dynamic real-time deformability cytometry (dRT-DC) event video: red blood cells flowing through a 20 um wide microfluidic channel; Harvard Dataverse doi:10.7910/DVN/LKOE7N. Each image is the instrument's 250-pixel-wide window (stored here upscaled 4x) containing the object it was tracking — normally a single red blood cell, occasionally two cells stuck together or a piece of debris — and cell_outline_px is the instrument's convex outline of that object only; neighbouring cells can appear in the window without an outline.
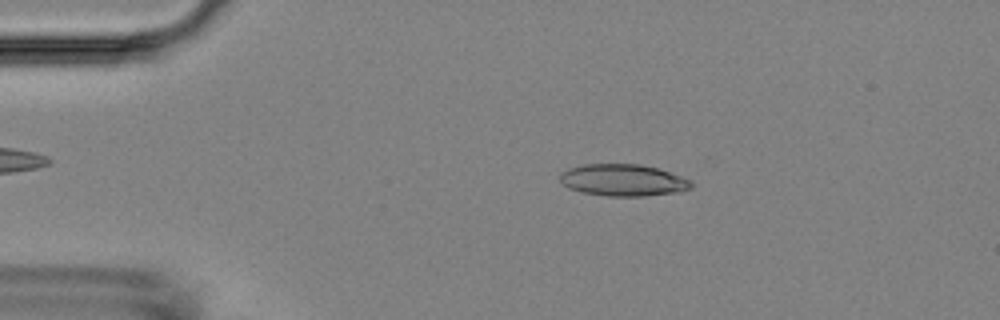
{"species": "Egyptian fruit bat (a non-hibernating species)", "species_latin": "Rousettus aegyptiacus", "temperature_condition": "room temperature", "stored_images_in_passage": 54, "camera_frame_rate_fps": 3000, "um_per_image_px": 0.085, "animal": {"sex": "female"}, "frame": {"image": 1, "passage_image": 10, "time_ms": 3.0, "image_size_px": [1000, 320], "cell_outline_px": [[692, 188], [680, 192], [644, 196], [608, 196], [584, 192], [568, 188], [560, 180], [560, 172], [568, 168], [584, 164], [640, 164], [656, 168], [692, 180]], "centroid_in_image_um": [52.97, 15.31], "position_along_channel_um": 32.0, "area_um2": 24.33}}
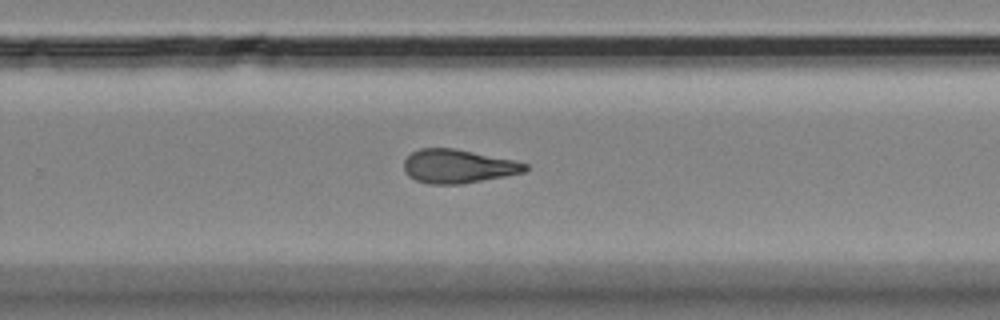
{"frame": {"image": 2, "passage_image": 35, "time_ms": 11.333, "image_size_px": [1000, 320], "cell_outline_px": [[528, 168], [524, 172], [464, 184], [428, 184], [416, 180], [408, 176], [404, 168], [404, 160], [412, 152], [420, 148], [456, 148], [512, 160], [528, 164]], "centroid_in_image_um": [38.91, 14.13], "position_along_channel_um": 290.9, "area_um2": 23.76}}
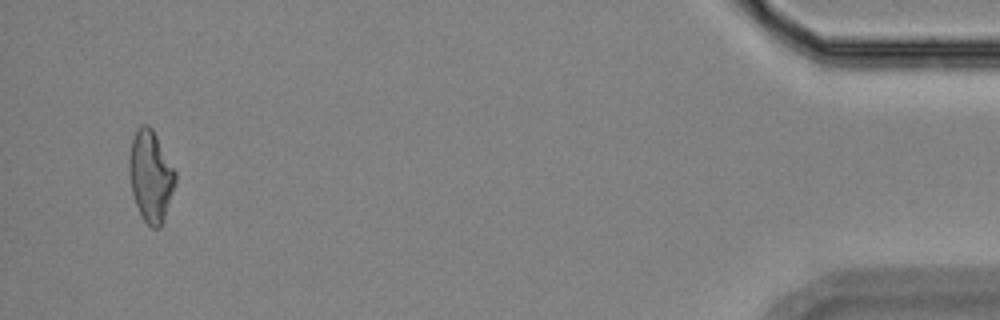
{"frame": {"image": 3, "passage_image": 52, "time_ms": 17.0, "image_size_px": [1000, 320], "cell_outline_px": [[176, 184], [164, 220], [160, 228], [152, 228], [144, 220], [136, 204], [132, 192], [128, 172], [128, 156], [132, 140], [136, 128], [140, 124], [148, 124], [152, 128], [176, 172]], "centroid_in_image_um": [12.8, 14.95], "position_along_channel_um": 422.4, "area_um2": 24.74}, "authors_computed_cell_mechanics": {"area_um2": 24.0159, "velocity_mm_per_s": 3.6607, "shape_relaxation_time_tau1_ms": null, "shape_relaxation_time_tau2_ms": 4.1647, "deformation_change_tau1": null, "deformation_change_tau2": 0.1386}}